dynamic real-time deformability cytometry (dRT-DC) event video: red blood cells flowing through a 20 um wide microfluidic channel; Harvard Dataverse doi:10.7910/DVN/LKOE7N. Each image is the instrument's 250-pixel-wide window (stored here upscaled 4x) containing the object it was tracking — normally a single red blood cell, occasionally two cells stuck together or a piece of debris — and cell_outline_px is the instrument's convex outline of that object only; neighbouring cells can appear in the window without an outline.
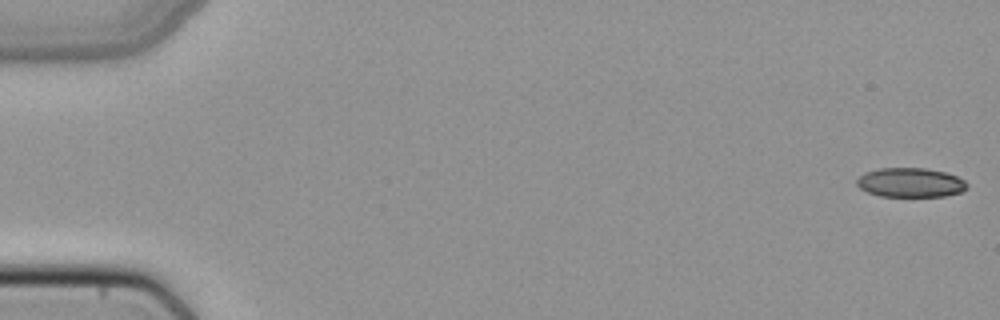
{"species": "common noctule bat (a hibernating species)", "species_latin": "Nyctalus noctula", "temperature_condition": "cold", "stored_images_in_passage": 51, "camera_frame_rate_fps": 3000, "um_per_image_px": 0.085, "animal": {"sex": "female", "body_mass_g": 22.7, "forearm_length_mm": 54.2}, "frame": {"image": 1, "passage_image": 1, "time_ms": 0.0, "image_size_px": [1000, 320], "cell_outline_px": [[968, 188], [960, 192], [944, 196], [880, 196], [868, 192], [860, 188], [856, 184], [856, 180], [864, 172], [880, 168], [924, 168], [944, 172], [956, 176], [964, 180], [968, 184]], "centroid_in_image_um": [77.38, 15.51], "position_along_channel_um": 7.6, "area_um2": 18.79}}
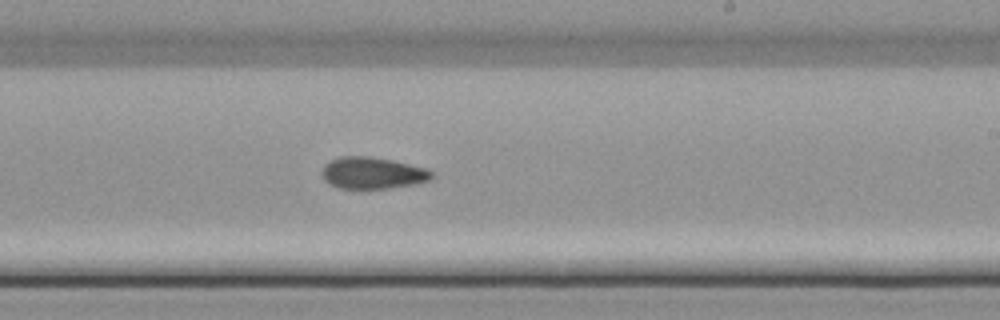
{"frame": {"image": 2, "passage_image": 31, "time_ms": 10.0, "image_size_px": [1000, 320], "cell_outline_px": [[436, 176], [432, 180], [416, 184], [388, 188], [336, 188], [324, 180], [320, 176], [320, 172], [324, 164], [340, 156], [368, 156], [392, 160], [428, 168]], "centroid_in_image_um": [31.68, 14.7], "position_along_channel_um": 257.3, "area_um2": 20.63}}
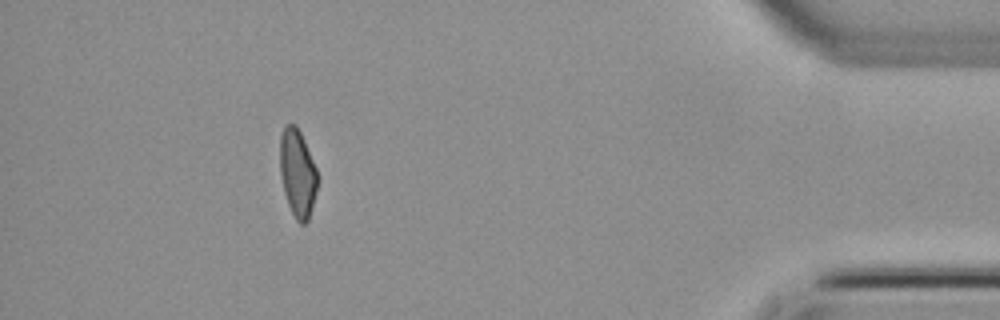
{"frame": {"image": 3, "passage_image": 46, "time_ms": 15.0, "image_size_px": [1000, 320], "cell_outline_px": [[320, 180], [308, 220], [304, 224], [300, 224], [296, 220], [288, 204], [284, 192], [280, 172], [280, 136], [284, 124], [296, 124], [304, 140], [316, 168]], "centroid_in_image_um": [25.3, 14.71], "position_along_channel_um": 409.9, "area_um2": 19.36}}